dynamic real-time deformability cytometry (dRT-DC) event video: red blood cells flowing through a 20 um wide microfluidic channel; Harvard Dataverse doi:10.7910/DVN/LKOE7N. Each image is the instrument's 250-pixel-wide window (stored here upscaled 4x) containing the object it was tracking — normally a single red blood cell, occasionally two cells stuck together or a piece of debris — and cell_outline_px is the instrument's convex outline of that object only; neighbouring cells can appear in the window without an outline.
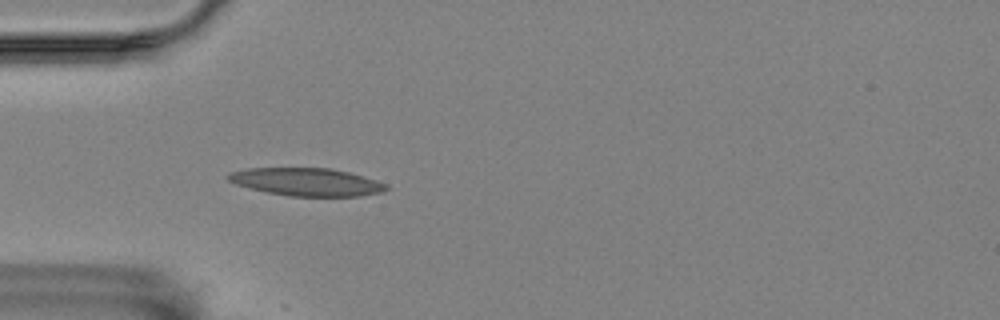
{"species": "Egyptian fruit bat (a non-hibernating species)", "species_latin": "Rousettus aegyptiacus", "temperature_condition": "room temperature", "stored_images_in_passage": 17, "camera_frame_rate_fps": 3000, "um_per_image_px": 0.085, "animal": {"sex": "female"}, "frame": {"image": 1, "passage_image": 10, "time_ms": 3.0, "image_size_px": [1000, 320], "cell_outline_px": [[388, 188], [380, 192], [360, 196], [288, 196], [268, 192], [236, 184], [228, 180], [224, 176], [232, 172], [248, 168], [328, 168], [348, 172], [376, 180], [388, 184]], "centroid_in_image_um": [26.06, 15.46], "position_along_channel_um": 58.9, "area_um2": 25.37}}
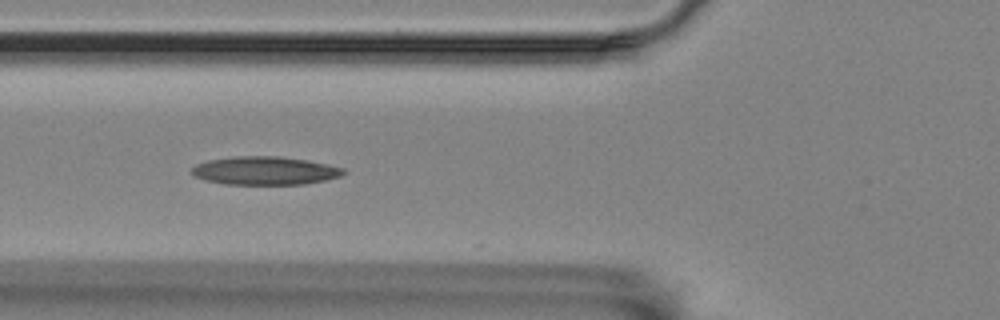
{"frame": {"image": 2, "passage_image": 14, "time_ms": 4.333, "image_size_px": [1000, 320], "cell_outline_px": [[348, 172], [340, 176], [324, 180], [304, 184], [224, 184], [204, 180], [192, 176], [192, 168], [196, 164], [208, 160], [236, 156], [280, 156], [308, 160], [344, 168]], "centroid_in_image_um": [22.5, 14.5], "position_along_channel_um": 103.3, "area_um2": 25.09}}